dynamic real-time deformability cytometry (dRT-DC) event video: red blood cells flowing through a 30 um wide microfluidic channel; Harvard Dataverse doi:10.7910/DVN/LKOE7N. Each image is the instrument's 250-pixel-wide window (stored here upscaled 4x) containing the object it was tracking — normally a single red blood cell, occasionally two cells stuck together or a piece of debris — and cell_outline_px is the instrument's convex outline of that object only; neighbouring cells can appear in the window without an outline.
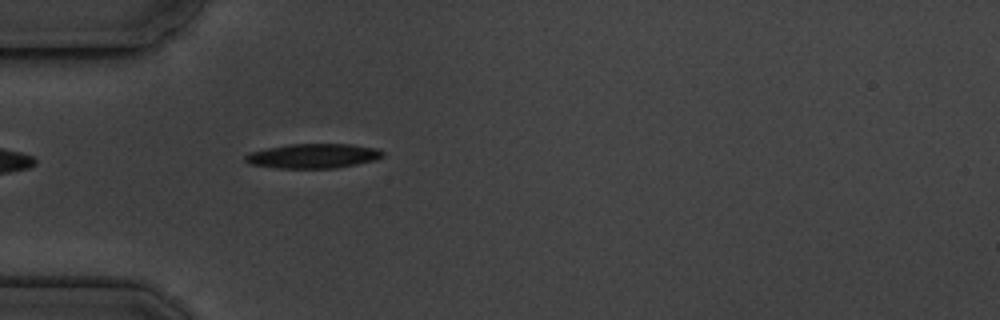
{"species": "common noctule bat (a hibernating species)", "species_latin": "Nyctalus noctula", "temperature_condition": "cold", "stored_images_in_passage": 2, "camera_frame_rate_fps": 3000, "um_per_image_px": 0.085, "animal": {"sex": "male", "body_mass_g": 19.5, "forearm_length_mm": 54.6}, "frame": {"image": 1, "passage_image": 2, "time_ms": 1.0, "image_size_px": [1000, 320], "cell_outline_px": [[384, 156], [372, 160], [356, 164], [336, 168], [280, 168], [248, 164], [244, 160], [244, 156], [248, 152], [288, 144], [352, 144], [376, 148], [384, 152]], "centroid_in_image_um": [26.58, 13.25], "position_along_channel_um": 58.4, "area_um2": 19.65}}